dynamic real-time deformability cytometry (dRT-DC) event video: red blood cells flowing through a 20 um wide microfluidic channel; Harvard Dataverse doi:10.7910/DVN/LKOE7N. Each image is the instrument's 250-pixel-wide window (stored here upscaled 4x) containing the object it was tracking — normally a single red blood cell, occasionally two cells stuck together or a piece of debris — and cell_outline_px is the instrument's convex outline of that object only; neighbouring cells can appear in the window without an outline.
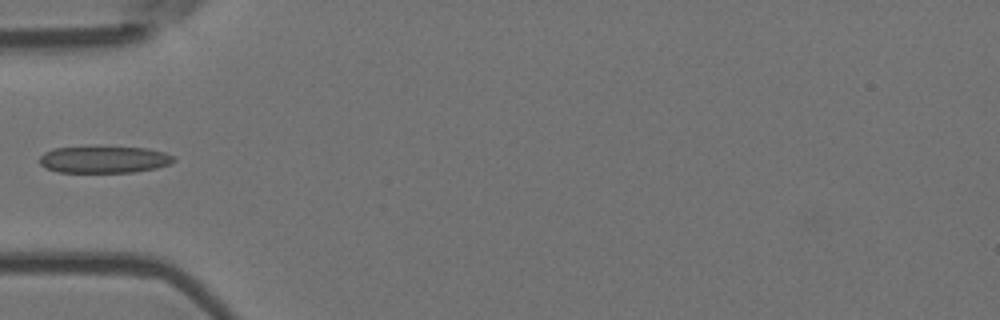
{"species": "Egyptian fruit bat (a non-hibernating species)", "species_latin": "Rousettus aegyptiacus", "temperature_condition": "room temperature", "stored_images_in_passage": 5, "camera_frame_rate_fps": 3000, "um_per_image_px": 0.085, "animal": {"sex": "female"}, "frame": {"image": 1, "passage_image": 5, "time_ms": 1.333, "image_size_px": [1000, 320], "cell_outline_px": [[176, 160], [168, 164], [156, 168], [132, 172], [56, 172], [44, 168], [40, 164], [40, 156], [44, 152], [52, 148], [92, 144], [148, 148], [164, 152], [176, 156]], "centroid_in_image_um": [8.8, 13.51], "position_along_channel_um": 76.2, "area_um2": 22.14}}